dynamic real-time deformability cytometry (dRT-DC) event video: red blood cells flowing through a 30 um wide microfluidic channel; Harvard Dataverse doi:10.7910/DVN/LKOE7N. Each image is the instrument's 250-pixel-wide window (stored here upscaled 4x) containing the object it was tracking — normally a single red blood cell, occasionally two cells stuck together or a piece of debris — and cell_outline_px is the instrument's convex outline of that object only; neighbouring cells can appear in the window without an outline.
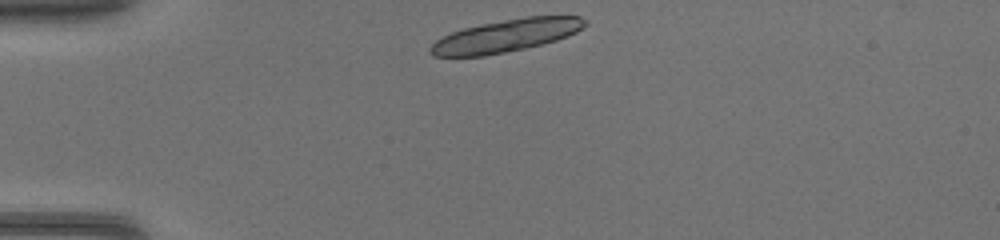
{"species": "common noctule bat (a hibernating species)", "species_latin": "Nyctalus noctula", "temperature_condition": "warm", "stored_images_in_passage": 35, "camera_frame_rate_fps": 3000, "um_per_image_px": 0.085, "animal": {"sex": "female", "body_mass_g": 17.0, "forearm_length_mm": 48.0}, "frame": {"image": 1, "passage_image": 1, "time_ms": 0.0, "image_size_px": [1000, 240], "cell_outline_px": [[588, 24], [576, 32], [556, 40], [524, 48], [484, 56], [432, 56], [428, 52], [428, 48], [436, 40], [452, 32], [464, 28], [480, 24], [524, 16], [580, 16], [588, 20]], "centroid_in_image_um": [43.01, 3.02], "position_along_channel_um": 42.0, "area_um2": 29.25}}